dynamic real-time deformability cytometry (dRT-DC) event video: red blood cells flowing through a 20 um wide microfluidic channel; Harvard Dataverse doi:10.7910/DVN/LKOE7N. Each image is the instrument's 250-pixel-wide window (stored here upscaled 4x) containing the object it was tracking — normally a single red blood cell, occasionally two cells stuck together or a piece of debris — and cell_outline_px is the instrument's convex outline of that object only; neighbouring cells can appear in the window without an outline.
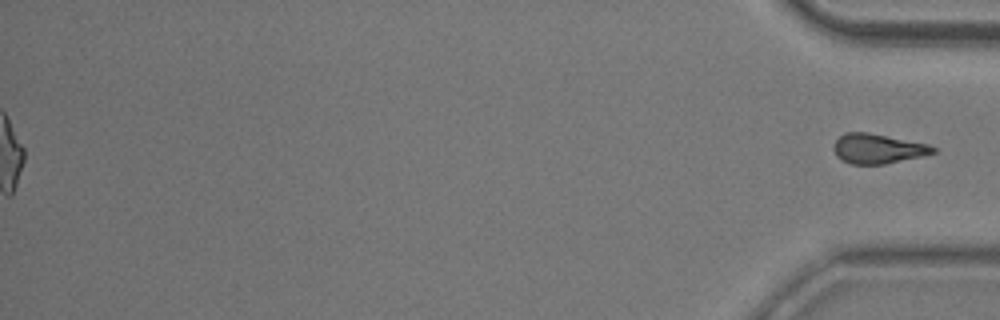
{"species": "common noctule bat (a hibernating species)", "species_latin": "Nyctalus noctula", "temperature_condition": "room temperature", "stored_images_in_passage": 54, "segment_of_instrument_passage": [2, 2], "camera_frame_rate_fps": 3000, "um_per_image_px": 0.085, "animal": {"sex": "male", "body_mass_g": 20.5, "forearm_length_mm": 52.5}, "frame": {"image": 1, "passage_image": 54, "time_ms": 17.667, "image_size_px": [1000, 320], "cell_outline_px": [[936, 152], [920, 156], [884, 164], [848, 164], [840, 160], [836, 156], [832, 148], [832, 144], [844, 132], [868, 132], [928, 144], [936, 148]], "centroid_in_image_um": [74.54, 12.63], "position_along_channel_um": 360.7, "area_um2": 17.28}}